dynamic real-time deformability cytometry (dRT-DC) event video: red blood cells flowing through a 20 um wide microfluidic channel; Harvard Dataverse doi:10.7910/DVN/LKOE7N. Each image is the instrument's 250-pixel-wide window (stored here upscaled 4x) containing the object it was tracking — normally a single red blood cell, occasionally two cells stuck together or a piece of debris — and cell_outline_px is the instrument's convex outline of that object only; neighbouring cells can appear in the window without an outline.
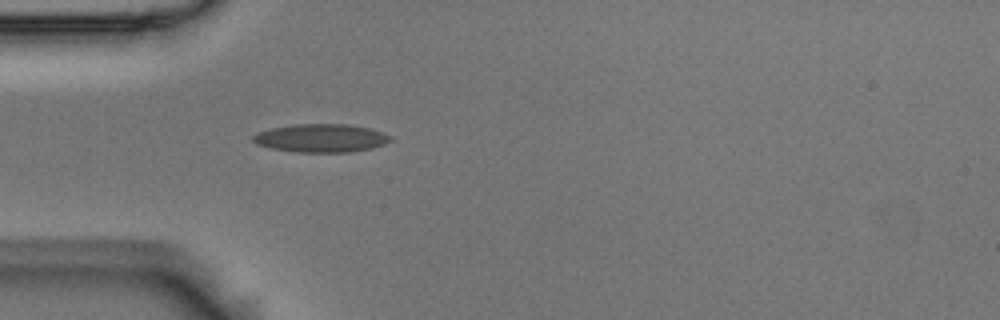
{"species": "Egyptian fruit bat (a non-hibernating species)", "species_latin": "Rousettus aegyptiacus", "temperature_condition": "room temperature", "stored_images_in_passage": 24, "camera_frame_rate_fps": 3000, "um_per_image_px": 0.085, "animal": {"sex": "male"}, "frame": {"image": 1, "passage_image": 1, "time_ms": 0.0, "image_size_px": [1000, 320], "cell_outline_px": [[392, 140], [384, 144], [372, 148], [352, 152], [296, 152], [272, 148], [256, 144], [252, 140], [252, 136], [256, 132], [272, 128], [296, 124], [348, 124], [368, 128], [384, 132], [392, 136]], "centroid_in_image_um": [27.3, 11.74], "position_along_channel_um": 57.7, "area_um2": 22.72}}
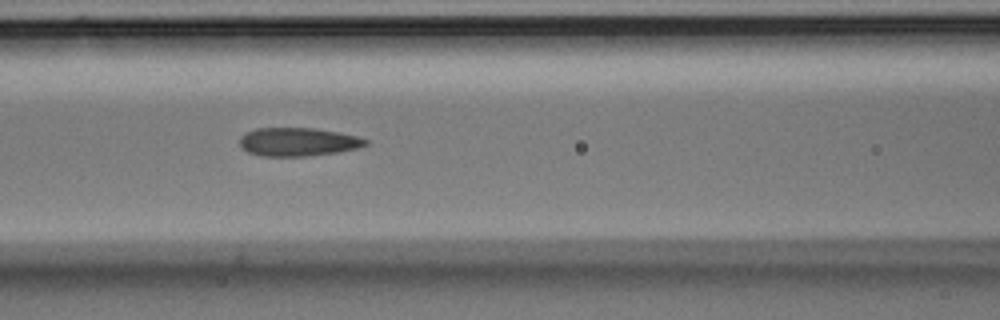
{"frame": {"image": 2, "passage_image": 8, "time_ms": 2.333, "image_size_px": [1000, 320], "cell_outline_px": [[368, 144], [356, 148], [336, 152], [304, 156], [260, 156], [248, 152], [240, 144], [240, 136], [244, 132], [256, 128], [316, 128], [356, 136], [368, 140]], "centroid_in_image_um": [25.28, 12.05], "position_along_channel_um": 141.3, "area_um2": 20.69}}
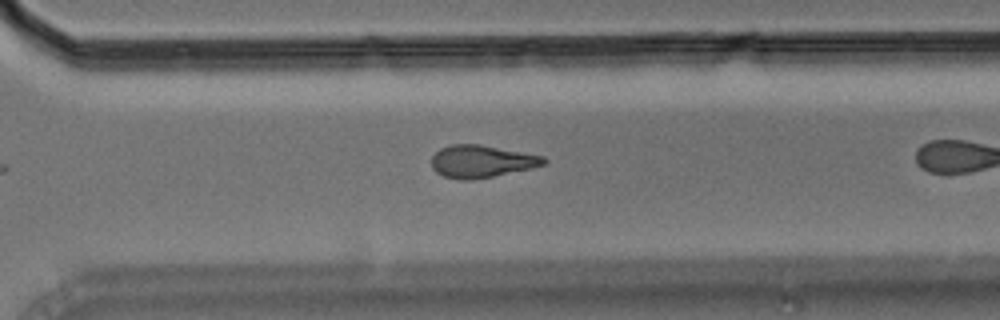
{"frame": {"image": 3, "passage_image": 20, "time_ms": 6.333, "image_size_px": [1000, 320], "cell_outline_px": [[548, 160], [544, 164], [532, 168], [492, 176], [468, 180], [460, 180], [444, 176], [436, 172], [432, 168], [432, 156], [440, 148], [452, 144], [480, 144], [544, 156]], "centroid_in_image_um": [40.92, 13.71], "position_along_channel_um": 329.7, "area_um2": 21.1}}